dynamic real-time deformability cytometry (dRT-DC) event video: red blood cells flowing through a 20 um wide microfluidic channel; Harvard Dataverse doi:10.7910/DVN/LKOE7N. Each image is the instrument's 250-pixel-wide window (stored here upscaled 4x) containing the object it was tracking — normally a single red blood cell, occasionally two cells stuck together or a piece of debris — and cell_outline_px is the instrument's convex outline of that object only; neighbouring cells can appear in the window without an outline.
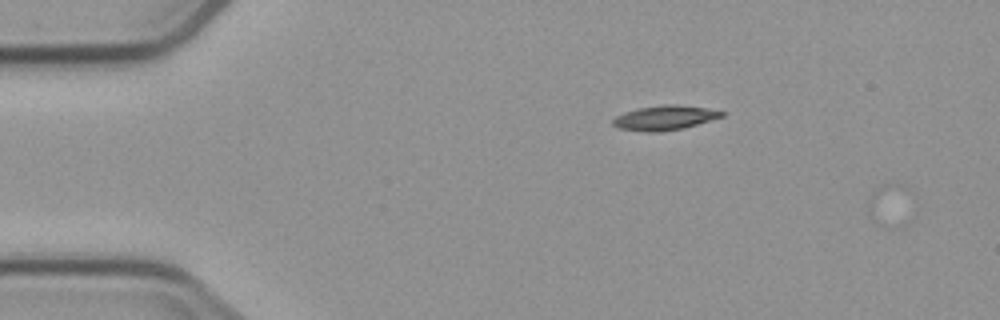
{"species": "common noctule bat (a hibernating species)", "species_latin": "Nyctalus noctula", "temperature_condition": "cold", "stored_images_in_passage": 2, "camera_frame_rate_fps": 3000, "um_per_image_px": 0.085, "animal": {"sex": "male", "body_mass_g": 23.1, "forearm_length_mm": 52.7}, "frame": {"image": 1, "passage_image": 1, "time_ms": 0.0, "image_size_px": [1000, 320], "cell_outline_px": [[728, 112], [724, 116], [684, 128], [660, 132], [648, 132], [620, 128], [612, 124], [612, 120], [616, 116], [624, 112], [636, 108], [664, 104], [676, 104], [704, 108]], "centroid_in_image_um": [56.5, 10.0], "position_along_channel_um": 28.5, "area_um2": 15.61}}